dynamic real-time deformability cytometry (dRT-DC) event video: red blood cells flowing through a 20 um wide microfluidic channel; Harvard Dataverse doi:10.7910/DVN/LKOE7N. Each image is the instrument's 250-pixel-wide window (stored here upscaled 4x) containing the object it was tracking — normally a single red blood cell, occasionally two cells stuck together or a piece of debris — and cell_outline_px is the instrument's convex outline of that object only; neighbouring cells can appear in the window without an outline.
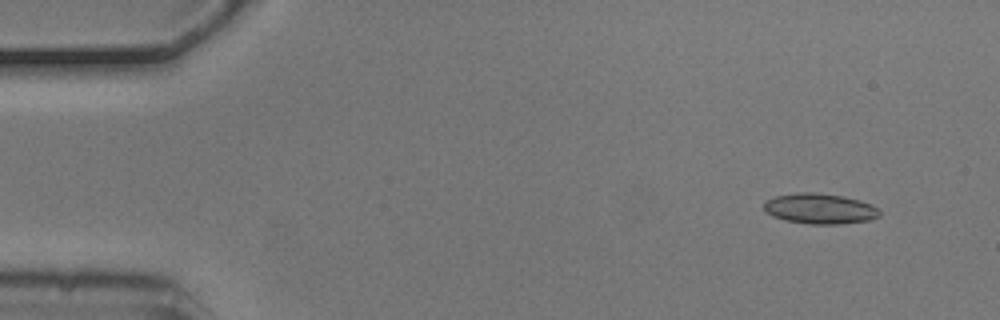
{"species": "common noctule bat (a hibernating species)", "species_latin": "Nyctalus noctula", "temperature_condition": "cold", "stored_images_in_passage": 5, "camera_frame_rate_fps": 3000, "um_per_image_px": 0.085, "animal": {"sex": "male", "body_mass_g": 20.5, "forearm_length_mm": 52.5}, "frame": {"image": 1, "passage_image": 1, "time_ms": 0.0, "image_size_px": [1000, 320], "cell_outline_px": [[880, 216], [868, 220], [840, 224], [812, 224], [784, 220], [772, 216], [764, 208], [764, 200], [776, 196], [796, 192], [816, 192], [844, 196], [860, 200], [872, 204], [880, 212]], "centroid_in_image_um": [69.68, 17.72], "position_along_channel_um": 15.3, "area_um2": 20.58}}
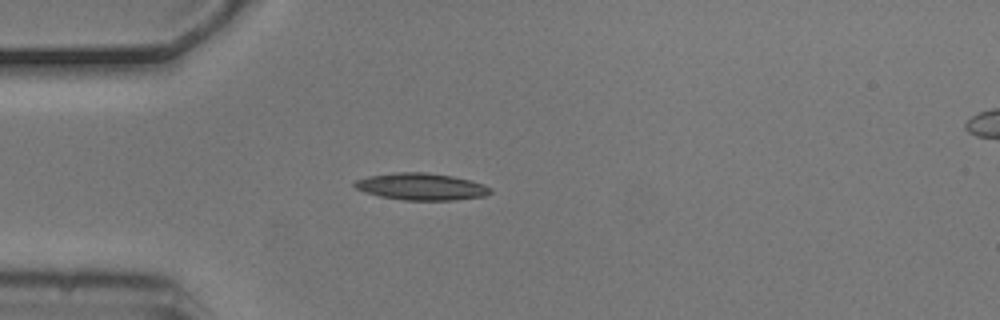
{"frame": {"image": 2, "passage_image": 4, "time_ms": 1.0, "image_size_px": [1000, 320], "cell_outline_px": [[492, 192], [484, 196], [456, 200], [404, 200], [380, 196], [364, 192], [356, 188], [352, 184], [356, 180], [368, 176], [392, 172], [424, 172], [452, 176], [484, 184], [492, 188]], "centroid_in_image_um": [35.8, 15.86], "position_along_channel_um": 49.2, "area_um2": 21.33}}